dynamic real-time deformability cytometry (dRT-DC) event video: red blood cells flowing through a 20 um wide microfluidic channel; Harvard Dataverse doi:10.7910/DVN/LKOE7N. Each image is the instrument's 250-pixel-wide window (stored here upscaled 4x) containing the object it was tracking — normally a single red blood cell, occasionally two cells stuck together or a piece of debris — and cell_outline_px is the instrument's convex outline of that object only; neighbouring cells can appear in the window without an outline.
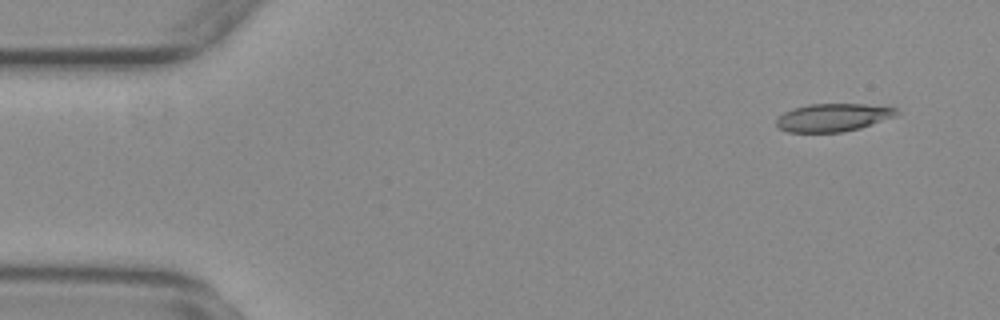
{"species": "common noctule bat (a hibernating species)", "species_latin": "Nyctalus noctula", "temperature_condition": "warm", "stored_images_in_passage": 54, "camera_frame_rate_fps": 3000, "um_per_image_px": 0.085, "animal": {"sex": "female", "body_mass_g": 29.2, "forearm_length_mm": 56.3}, "frame": {"image": 1, "passage_image": 4, "time_ms": 1.0, "image_size_px": [1000, 320], "cell_outline_px": [[900, 112], [896, 116], [860, 128], [844, 132], [788, 132], [780, 128], [776, 124], [776, 120], [784, 112], [792, 108], [808, 104], [888, 104], [896, 108]], "centroid_in_image_um": [70.88, 9.96], "position_along_channel_um": 14.1, "area_um2": 19.88}}
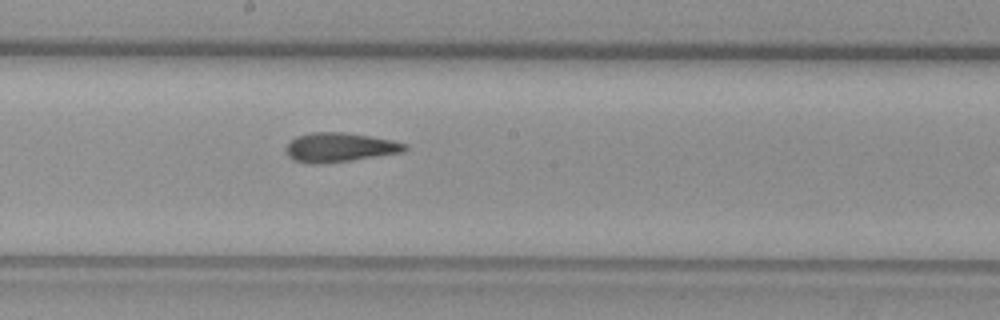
{"frame": {"image": 2, "passage_image": 29, "time_ms": 9.333, "image_size_px": [1000, 320], "cell_outline_px": [[408, 148], [404, 152], [348, 160], [316, 164], [312, 164], [292, 160], [284, 152], [284, 148], [296, 136], [312, 132], [344, 132], [392, 140], [408, 144]], "centroid_in_image_um": [28.84, 12.52], "position_along_channel_um": 219.4, "area_um2": 20.17}}
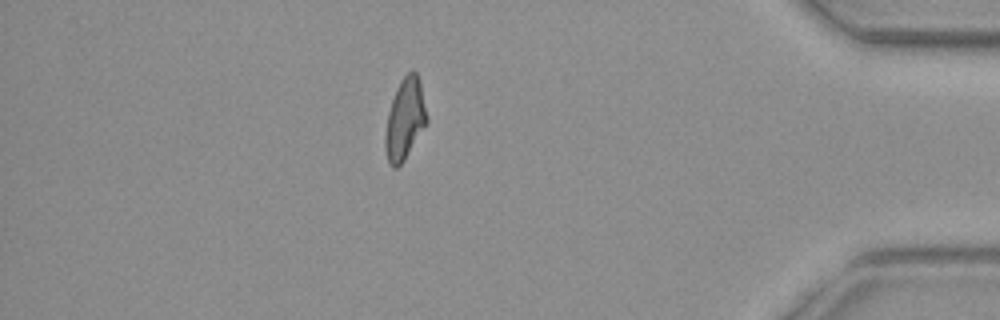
{"frame": {"image": 3, "passage_image": 47, "time_ms": 15.333, "image_size_px": [1000, 320], "cell_outline_px": [[428, 124], [404, 160], [396, 168], [392, 168], [388, 160], [384, 144], [384, 136], [388, 112], [396, 88], [400, 80], [412, 68], [416, 72], [420, 80], [428, 116]], "centroid_in_image_um": [34.44, 10.11], "position_along_channel_um": 400.8, "area_um2": 20.0}, "authors_computed_cell_mechanics": {"area_um2": 20.0566, "velocity_mm_per_s": 3.7865, "shape_relaxation_time_tau1_ms": null, "shape_relaxation_time_tau2_ms": 2.7197, "deformation_change_tau1": null, "deformation_change_tau2": 0.1131}}